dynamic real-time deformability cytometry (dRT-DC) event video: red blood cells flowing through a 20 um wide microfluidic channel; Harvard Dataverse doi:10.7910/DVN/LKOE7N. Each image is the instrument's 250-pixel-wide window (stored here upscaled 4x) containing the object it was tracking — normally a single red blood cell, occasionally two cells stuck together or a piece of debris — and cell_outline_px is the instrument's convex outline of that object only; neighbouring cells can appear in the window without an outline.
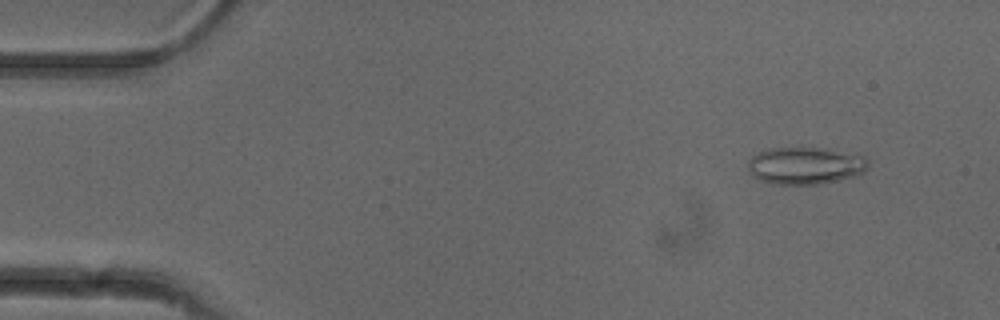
{"species": "common noctule bat (a hibernating species)", "species_latin": "Nyctalus noctula", "temperature_condition": "cold", "stored_images_in_passage": 51, "camera_frame_rate_fps": 3000, "um_per_image_px": 0.085, "animal": {"sex": "female"}, "frame": {"image": 1, "passage_image": 5, "time_ms": 1.333, "image_size_px": [1000, 320], "cell_outline_px": [[868, 168], [864, 172], [856, 176], [840, 180], [816, 184], [772, 184], [760, 180], [748, 168], [748, 160], [752, 156], [760, 152], [772, 148], [824, 148], [864, 156], [868, 160]], "centroid_in_image_um": [68.49, 14.08], "position_along_channel_um": 16.5, "area_um2": 25.89}}
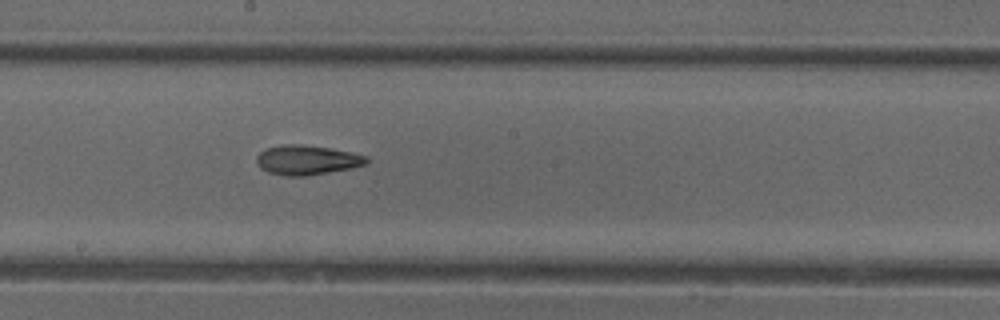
{"frame": {"image": 2, "passage_image": 28, "time_ms": 9.0, "image_size_px": [1000, 320], "cell_outline_px": [[368, 164], [352, 168], [308, 176], [288, 176], [268, 172], [260, 168], [256, 160], [256, 156], [260, 152], [268, 148], [288, 144], [300, 144], [328, 148], [352, 152], [368, 156]], "centroid_in_image_um": [26.13, 13.61], "position_along_channel_um": 222.1, "area_um2": 18.96}}
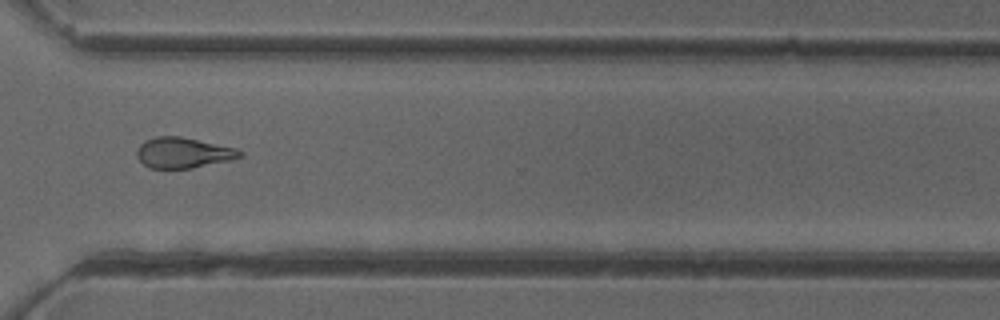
{"frame": {"image": 3, "passage_image": 38, "time_ms": 12.333, "image_size_px": [1000, 320], "cell_outline_px": [[244, 156], [232, 160], [192, 168], [148, 168], [136, 156], [136, 152], [140, 144], [144, 140], [156, 136], [180, 136], [236, 148], [244, 152]], "centroid_in_image_um": [15.59, 12.98], "position_along_channel_um": 355.0, "area_um2": 18.5}, "authors_computed_cell_mechanics": {"area_um2": 19.3052, "velocity_mm_per_s": 4.0091, "shape_relaxation_time_tau1_ms": null, "shape_relaxation_time_tau2_ms": 4.7552, "deformation_change_tau1": null, "deformation_change_tau2": 0.1429}}